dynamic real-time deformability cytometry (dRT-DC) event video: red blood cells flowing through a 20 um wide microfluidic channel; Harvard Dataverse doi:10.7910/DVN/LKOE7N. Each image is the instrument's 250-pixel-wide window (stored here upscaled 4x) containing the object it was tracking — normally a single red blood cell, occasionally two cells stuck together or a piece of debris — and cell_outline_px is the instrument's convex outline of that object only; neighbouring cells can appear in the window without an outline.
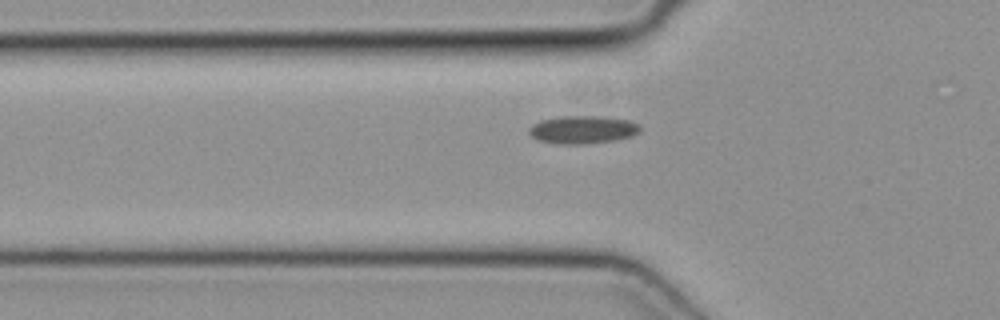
{"species": "common noctule bat (a hibernating species)", "species_latin": "Nyctalus noctula", "temperature_condition": "cold", "stored_images_in_passage": 24, "camera_frame_rate_fps": 3000, "um_per_image_px": 0.085, "animal": {"sex": "female", "body_mass_g": 19.3, "forearm_length_mm": 54.1}, "frame": {"image": 1, "passage_image": 6, "time_ms": 1.667, "image_size_px": [1000, 320], "cell_outline_px": [[640, 132], [632, 136], [616, 140], [580, 144], [556, 144], [536, 140], [528, 132], [528, 128], [532, 124], [540, 120], [560, 116], [596, 116], [628, 120], [636, 124], [640, 128]], "centroid_in_image_um": [49.46, 11.03], "position_along_channel_um": 76.3, "area_um2": 18.09}}